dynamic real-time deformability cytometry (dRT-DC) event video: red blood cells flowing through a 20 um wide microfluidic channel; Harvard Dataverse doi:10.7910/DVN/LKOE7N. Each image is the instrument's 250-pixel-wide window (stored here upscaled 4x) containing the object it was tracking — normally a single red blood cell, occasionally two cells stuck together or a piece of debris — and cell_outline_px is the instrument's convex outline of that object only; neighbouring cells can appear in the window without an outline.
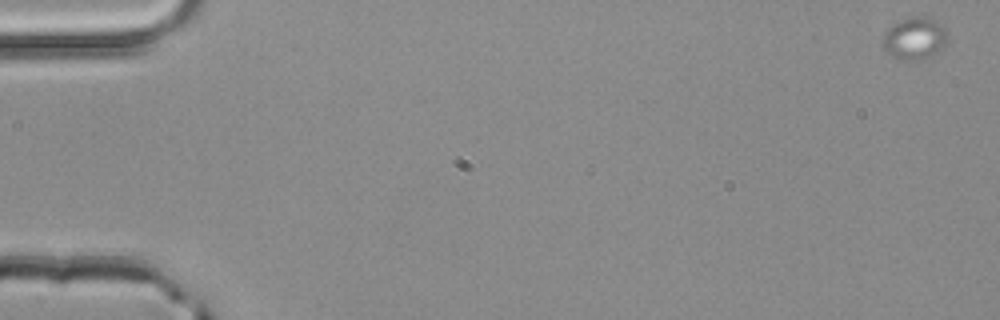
{"species": "common noctule bat (a hibernating species)", "species_latin": "Nyctalus noctula", "temperature_condition": "room temperature", "stored_images_in_passage": 20, "camera_frame_rate_fps": 3000, "um_per_image_px": 0.085, "animal": {"sex": "male", "body_mass_g": 20.4}, "frame": {"image": 1, "passage_image": 1, "time_ms": 0.0, "image_size_px": [1000, 320], "cell_outline_px": [[948, 40], [936, 52], [928, 56], [916, 60], [904, 60], [892, 56], [880, 44], [884, 32], [896, 20], [908, 16], [924, 16], [932, 20], [944, 28], [948, 36]], "centroid_in_image_um": [77.67, 3.23], "position_along_channel_um": 7.3, "area_um2": 15.9}}